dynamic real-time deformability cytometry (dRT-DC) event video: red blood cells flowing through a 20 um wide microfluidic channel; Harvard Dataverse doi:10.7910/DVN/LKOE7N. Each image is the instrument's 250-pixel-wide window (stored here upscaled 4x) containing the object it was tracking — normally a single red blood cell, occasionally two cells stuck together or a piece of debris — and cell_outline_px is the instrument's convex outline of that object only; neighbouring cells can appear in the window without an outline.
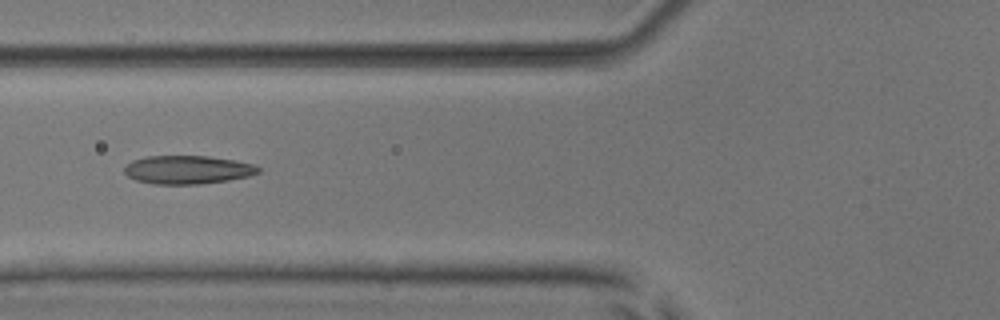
{"species": "common noctule bat (a hibernating species)", "species_latin": "Nyctalus noctula", "temperature_condition": "room temperature", "stored_images_in_passage": 6, "camera_frame_rate_fps": 3000, "um_per_image_px": 0.085, "animal": {"sex": "male", "body_mass_g": 17.9, "forearm_length_mm": 54.2}, "frame": {"image": 1, "passage_image": 6, "time_ms": 5.667, "image_size_px": [1000, 320], "cell_outline_px": [[260, 172], [248, 176], [228, 180], [200, 184], [152, 184], [136, 180], [128, 176], [124, 172], [124, 168], [132, 160], [148, 156], [208, 156], [232, 160], [252, 164], [260, 168]], "centroid_in_image_um": [15.92, 14.43], "position_along_channel_um": 109.9, "area_um2": 22.02}}